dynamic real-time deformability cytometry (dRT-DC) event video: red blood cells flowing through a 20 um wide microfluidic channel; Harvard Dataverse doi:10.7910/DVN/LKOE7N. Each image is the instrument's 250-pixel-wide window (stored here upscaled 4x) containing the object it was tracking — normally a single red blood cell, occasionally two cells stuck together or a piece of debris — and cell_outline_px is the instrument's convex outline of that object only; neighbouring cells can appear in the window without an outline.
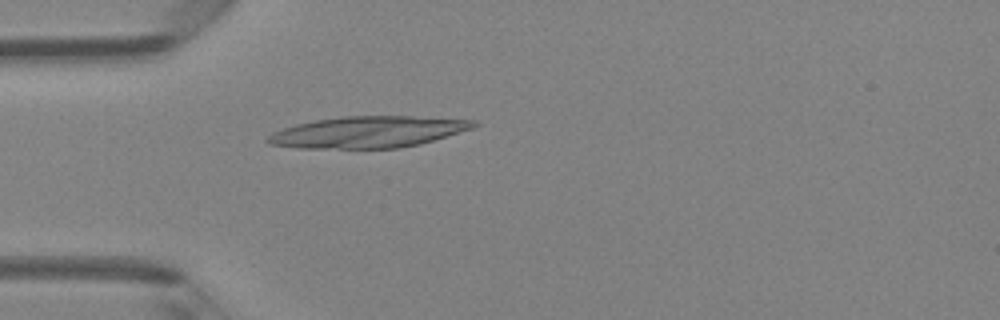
{"species": "Egyptian fruit bat (a non-hibernating species)", "species_latin": "Rousettus aegyptiacus", "temperature_condition": "room temperature", "stored_images_in_passage": 4, "camera_frame_rate_fps": 3000, "um_per_image_px": 0.085, "animal": {"sex": "female"}, "frame": {"image": 1, "passage_image": 4, "time_ms": 1.0, "image_size_px": [1000, 320], "cell_outline_px": [[480, 124], [472, 128], [420, 144], [400, 148], [300, 148], [268, 144], [264, 140], [272, 132], [296, 124], [316, 120], [340, 116], [412, 116], [476, 120]], "centroid_in_image_um": [31.27, 11.22], "position_along_channel_um": 53.7, "area_um2": 37.69}}